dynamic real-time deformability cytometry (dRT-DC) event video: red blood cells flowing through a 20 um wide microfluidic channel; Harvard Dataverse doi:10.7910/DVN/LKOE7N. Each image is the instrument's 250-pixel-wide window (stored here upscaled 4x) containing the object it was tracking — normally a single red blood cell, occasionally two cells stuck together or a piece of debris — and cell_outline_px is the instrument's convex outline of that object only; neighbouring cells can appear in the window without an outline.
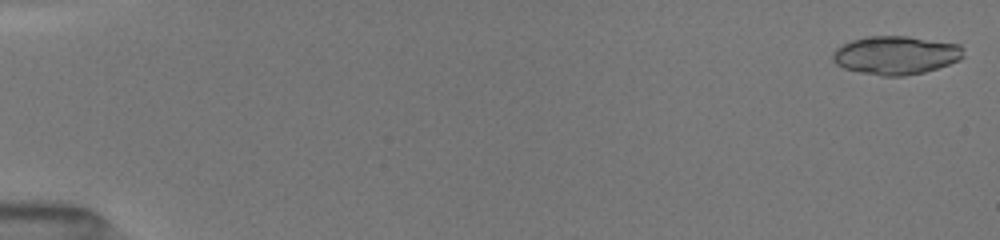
{"species": "common noctule bat (a hibernating species)", "species_latin": "Nyctalus noctula", "temperature_condition": "room temperature", "stored_images_in_passage": 9, "camera_frame_rate_fps": 3000, "um_per_image_px": 0.085, "animal": {"sex": "female", "body_mass_g": 19.5, "forearm_length_mm": 54.1}, "frame": {"image": 1, "passage_image": 1, "time_ms": 0.0, "image_size_px": [1000, 240], "cell_outline_px": [[964, 56], [960, 60], [924, 72], [904, 76], [880, 76], [860, 72], [844, 68], [836, 64], [832, 60], [832, 52], [836, 48], [852, 40], [868, 36], [908, 36], [960, 44], [964, 48]], "centroid_in_image_um": [76.15, 4.69], "position_along_channel_um": 8.8, "area_um2": 29.42}}
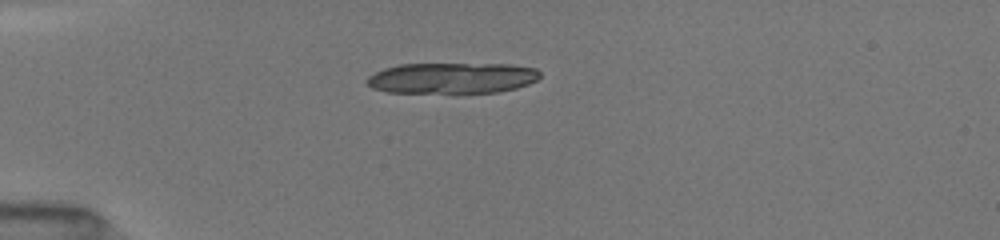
{"frame": {"image": 2, "passage_image": 8, "time_ms": 4.333, "image_size_px": [1000, 240], "cell_outline_px": [[540, 76], [536, 80], [528, 84], [516, 88], [496, 92], [452, 96], [388, 92], [372, 88], [364, 80], [368, 76], [384, 68], [400, 64], [512, 64], [536, 68], [540, 72]], "centroid_in_image_um": [38.4, 6.68], "position_along_channel_um": 46.6, "area_um2": 32.6}}